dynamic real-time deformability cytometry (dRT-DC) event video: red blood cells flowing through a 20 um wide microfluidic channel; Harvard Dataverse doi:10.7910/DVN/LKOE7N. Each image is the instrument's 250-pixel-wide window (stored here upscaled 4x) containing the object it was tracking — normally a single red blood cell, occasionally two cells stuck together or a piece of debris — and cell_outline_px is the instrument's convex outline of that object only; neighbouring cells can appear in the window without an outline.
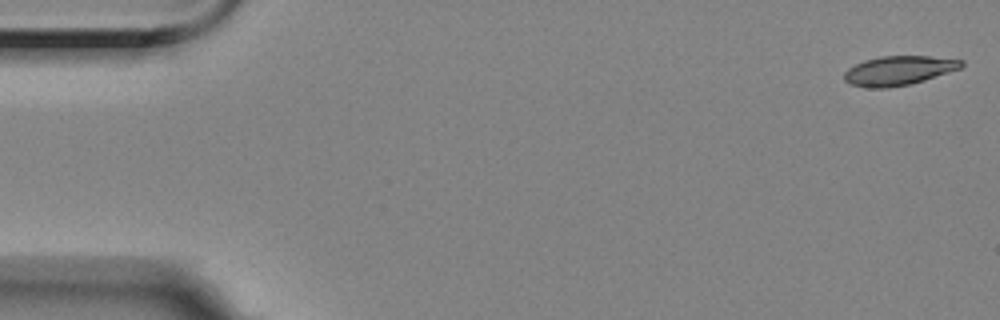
{"species": "Egyptian fruit bat (a non-hibernating species)", "species_latin": "Rousettus aegyptiacus", "temperature_condition": "room temperature", "stored_images_in_passage": 56, "camera_frame_rate_fps": 3000, "um_per_image_px": 0.085, "animal": {"sex": "female"}, "frame": {"image": 1, "passage_image": 1, "time_ms": 0.0, "image_size_px": [1000, 320], "cell_outline_px": [[964, 64], [960, 68], [924, 80], [908, 84], [888, 88], [868, 88], [852, 84], [844, 80], [844, 72], [848, 68], [864, 60], [880, 56], [928, 56], [964, 60]], "centroid_in_image_um": [76.37, 5.99], "position_along_channel_um": 8.6, "area_um2": 19.83}}
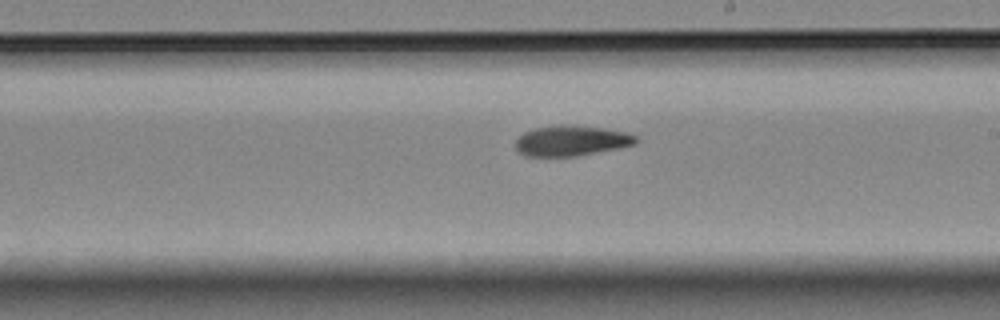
{"frame": {"image": 2, "passage_image": 32, "time_ms": 10.333, "image_size_px": [1000, 320], "cell_outline_px": [[640, 140], [636, 144], [620, 148], [576, 156], [524, 156], [516, 152], [516, 140], [524, 132], [536, 128], [560, 124], [564, 124], [604, 128], [628, 132], [636, 136]], "centroid_in_image_um": [48.59, 11.96], "position_along_channel_um": 240.4, "area_um2": 21.56}}
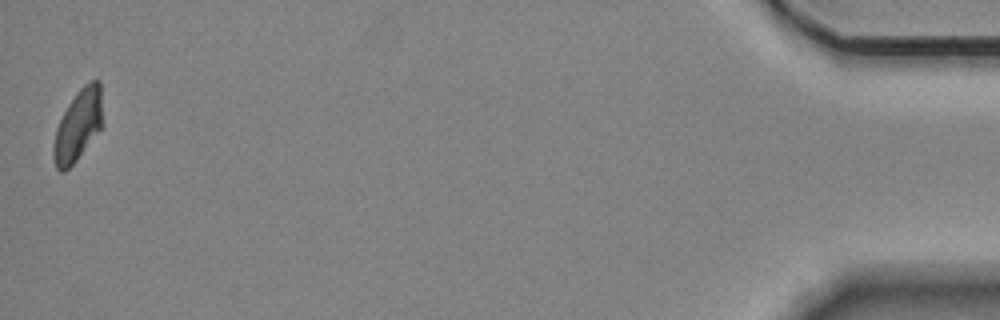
{"frame": {"image": 3, "passage_image": 56, "time_ms": 18.333, "image_size_px": [1000, 320], "cell_outline_px": [[100, 128], [76, 160], [64, 172], [60, 172], [56, 168], [52, 152], [52, 148], [56, 128], [68, 104], [76, 92], [84, 84], [92, 80], [100, 80]], "centroid_in_image_um": [6.57, 10.67], "position_along_channel_um": 428.6, "area_um2": 19.71}, "authors_computed_cell_mechanics": {"area_um2": 21.1548, "velocity_mm_per_s": 3.4998, "shape_relaxation_time_tau1_ms": 4.6694, "shape_relaxation_time_tau2_ms": 7.6189, "deformation_change_tau1": 0.1509, "deformation_change_tau2": 0.1366}}